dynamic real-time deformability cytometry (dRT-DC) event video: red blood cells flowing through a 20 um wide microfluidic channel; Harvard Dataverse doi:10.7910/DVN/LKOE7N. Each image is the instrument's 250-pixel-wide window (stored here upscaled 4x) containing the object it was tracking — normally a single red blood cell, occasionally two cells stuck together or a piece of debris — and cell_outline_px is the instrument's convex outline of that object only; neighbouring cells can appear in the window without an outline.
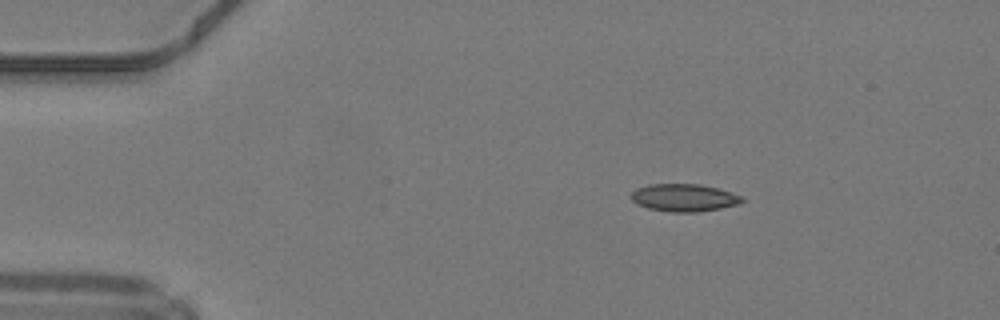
{"species": "common noctule bat (a hibernating species)", "species_latin": "Nyctalus noctula", "temperature_condition": "warm", "stored_images_in_passage": 41, "camera_frame_rate_fps": 3000, "um_per_image_px": 0.085, "animal": {"sex": "male", "body_mass_g": 19.2, "forearm_length_mm": 51.8}, "frame": {"image": 1, "passage_image": 1, "time_ms": 0.0, "image_size_px": [1000, 320], "cell_outline_px": [[744, 200], [740, 204], [720, 208], [696, 212], [672, 212], [648, 208], [636, 204], [628, 196], [636, 188], [648, 184], [700, 184], [732, 192], [744, 196]], "centroid_in_image_um": [58.13, 16.8], "position_along_channel_um": 26.9, "area_um2": 17.98}}
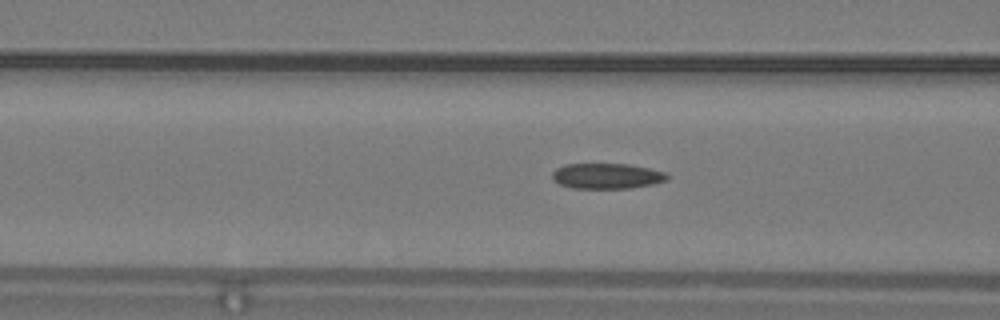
{"frame": {"image": 2, "passage_image": 12, "time_ms": 3.667, "image_size_px": [1000, 320], "cell_outline_px": [[668, 180], [652, 184], [632, 188], [572, 188], [560, 184], [552, 180], [552, 172], [556, 168], [564, 164], [628, 164], [648, 168], [664, 172], [668, 176]], "centroid_in_image_um": [51.55, 14.96], "position_along_channel_um": 115.1, "area_um2": 17.05}}
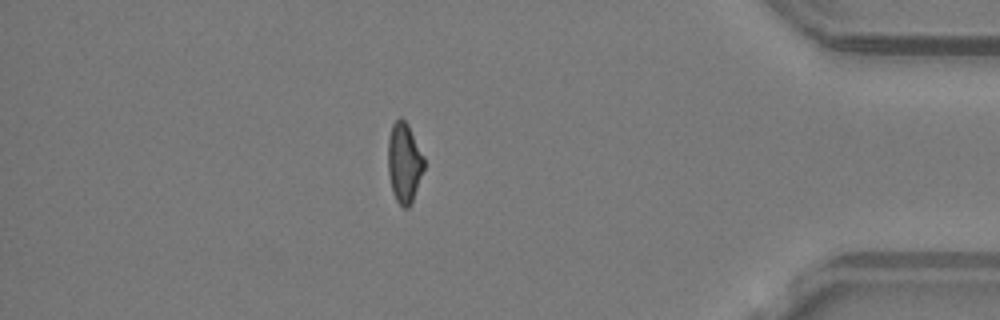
{"frame": {"image": 3, "passage_image": 35, "time_ms": 11.333, "image_size_px": [1000, 320], "cell_outline_px": [[424, 168], [412, 200], [408, 208], [404, 208], [396, 200], [392, 192], [388, 172], [388, 140], [392, 124], [400, 116], [408, 124], [424, 156]], "centroid_in_image_um": [34.34, 13.8], "position_along_channel_um": 400.9, "area_um2": 16.7}, "authors_computed_cell_mechanics": {"area_um2": 17.3978, "velocity_mm_per_s": 4.2476, "shape_relaxation_time_tau1_ms": null, "shape_relaxation_time_tau2_ms": 2.4688, "deformation_change_tau1": null, "deformation_change_tau2": 0.0873}}